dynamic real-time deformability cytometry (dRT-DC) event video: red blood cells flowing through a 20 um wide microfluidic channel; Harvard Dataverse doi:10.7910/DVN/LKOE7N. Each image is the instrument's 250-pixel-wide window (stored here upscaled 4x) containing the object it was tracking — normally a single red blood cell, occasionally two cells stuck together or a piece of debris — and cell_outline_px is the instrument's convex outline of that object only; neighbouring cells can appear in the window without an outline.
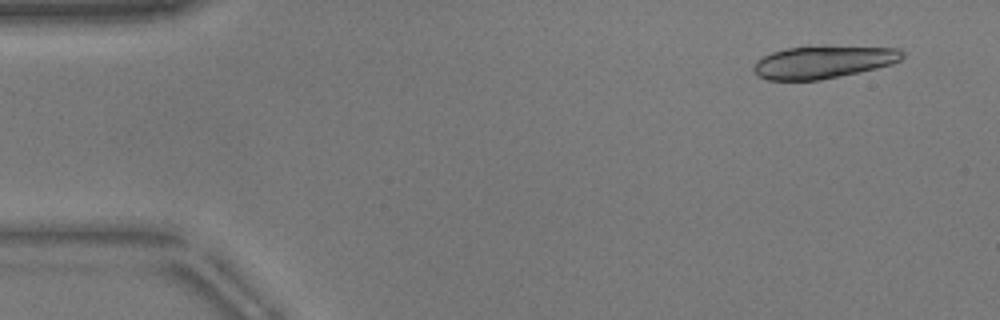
{"species": "common noctule bat (a hibernating species)", "species_latin": "Nyctalus noctula", "temperature_condition": "warm", "stored_images_in_passage": 51, "camera_frame_rate_fps": 3000, "um_per_image_px": 0.085, "animal": {"sex": "male", "body_mass_g": 17.9}, "frame": {"image": 1, "passage_image": 4, "time_ms": 1.0, "image_size_px": [1000, 320], "cell_outline_px": [[904, 56], [900, 60], [892, 64], [876, 68], [820, 80], [768, 80], [752, 72], [752, 68], [756, 60], [772, 52], [788, 48], [900, 48], [904, 52]], "centroid_in_image_um": [69.93, 5.31], "position_along_channel_um": 15.1, "area_um2": 27.28}}
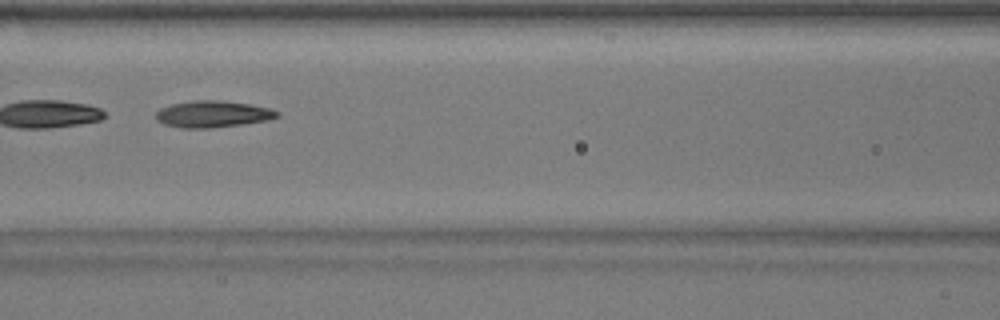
{"frame": {"image": 2, "passage_image": 23, "time_ms": 7.333, "image_size_px": [1000, 320], "cell_outline_px": [[280, 116], [268, 120], [244, 124], [208, 128], [184, 128], [164, 124], [156, 120], [156, 112], [160, 108], [172, 104], [196, 100], [224, 100], [248, 104], [268, 108], [280, 112]], "centroid_in_image_um": [18.09, 9.7], "position_along_channel_um": 148.5, "area_um2": 18.79}, "authors_computed_cell_mechanics": {"area_um2": 27.2816, "velocity_mm_per_s": 3.8512, "shape_relaxation_time_tau1_ms": 3.8534, "shape_relaxation_time_tau2_ms": 4.7824, "deformation_change_tau1": 0.1593, "deformation_change_tau2": 0.1211}}